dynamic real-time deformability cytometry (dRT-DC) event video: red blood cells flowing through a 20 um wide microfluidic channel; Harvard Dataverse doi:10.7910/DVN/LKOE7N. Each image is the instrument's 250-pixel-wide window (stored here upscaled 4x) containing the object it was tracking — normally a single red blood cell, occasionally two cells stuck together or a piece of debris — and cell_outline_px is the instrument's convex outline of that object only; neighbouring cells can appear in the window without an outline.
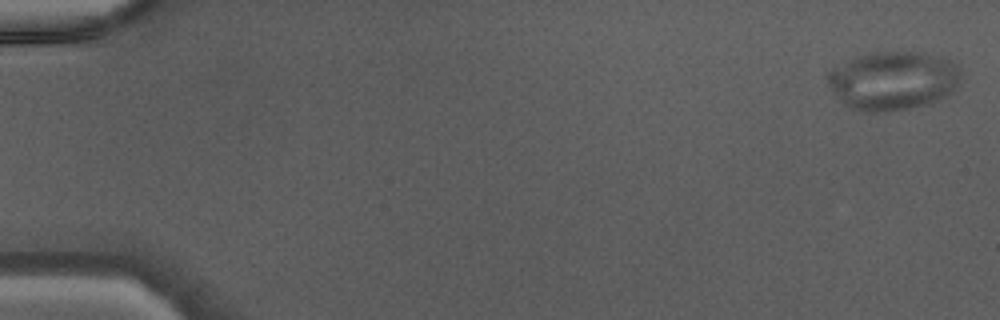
{"species": "Egyptian fruit bat (a non-hibernating species)", "species_latin": "Rousettus aegyptiacus", "temperature_condition": "warm", "stored_images_in_passage": 46, "camera_frame_rate_fps": 3000, "um_per_image_px": 0.085, "animal": {"sex": "male"}, "frame": {"image": 1, "passage_image": 1, "time_ms": 0.0, "image_size_px": [1000, 320], "cell_outline_px": [[960, 76], [956, 84], [944, 96], [932, 104], [884, 112], [868, 112], [852, 108], [844, 104], [832, 92], [832, 84], [840, 72], [852, 60], [860, 56], [876, 52], [924, 52], [948, 60], [960, 68]], "centroid_in_image_um": [76.05, 6.89], "position_along_channel_um": 8.9, "area_um2": 43.41}}
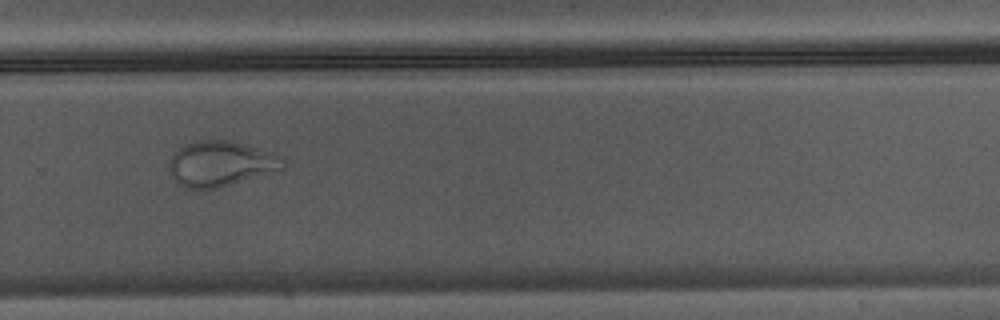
{"frame": {"image": 2, "passage_image": 32, "time_ms": 10.333, "image_size_px": [1000, 320], "cell_outline_px": [[288, 168], [280, 172], [216, 188], [188, 188], [180, 184], [172, 176], [168, 168], [172, 156], [184, 144], [196, 140], [232, 140], [284, 156], [288, 160]], "centroid_in_image_um": [18.9, 13.91], "position_along_channel_um": 310.9, "area_um2": 30.63}}
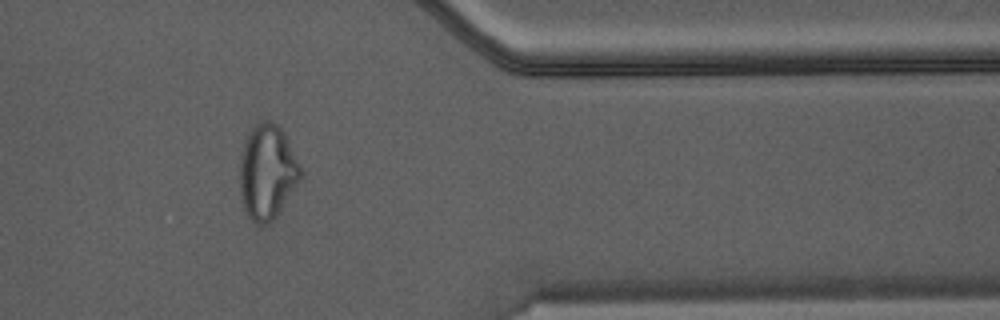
{"frame": {"image": 3, "passage_image": 38, "time_ms": 12.333, "image_size_px": [1000, 320], "cell_outline_px": [[304, 176], [280, 212], [268, 224], [256, 224], [248, 216], [244, 208], [240, 192], [240, 152], [244, 140], [252, 128], [256, 124], [264, 120], [272, 120], [284, 132], [304, 172]], "centroid_in_image_um": [22.74, 14.62], "position_along_channel_um": 388.7, "area_um2": 34.1}}